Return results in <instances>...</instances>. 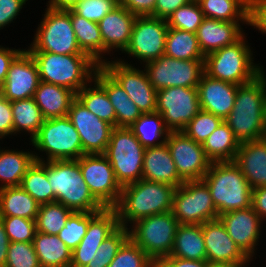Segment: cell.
<instances>
[{
  "instance_id": "obj_1",
  "label": "cell",
  "mask_w": 266,
  "mask_h": 267,
  "mask_svg": "<svg viewBox=\"0 0 266 267\" xmlns=\"http://www.w3.org/2000/svg\"><path fill=\"white\" fill-rule=\"evenodd\" d=\"M266 75L239 85L234 107L224 122L240 143L266 137Z\"/></svg>"
},
{
  "instance_id": "obj_2",
  "label": "cell",
  "mask_w": 266,
  "mask_h": 267,
  "mask_svg": "<svg viewBox=\"0 0 266 267\" xmlns=\"http://www.w3.org/2000/svg\"><path fill=\"white\" fill-rule=\"evenodd\" d=\"M174 191L175 187L169 184L145 179L123 186L114 207L119 225L127 228L128 222L172 211Z\"/></svg>"
},
{
  "instance_id": "obj_3",
  "label": "cell",
  "mask_w": 266,
  "mask_h": 267,
  "mask_svg": "<svg viewBox=\"0 0 266 267\" xmlns=\"http://www.w3.org/2000/svg\"><path fill=\"white\" fill-rule=\"evenodd\" d=\"M28 52L37 64L40 81L68 88L75 93L93 81V74L100 67L87 54Z\"/></svg>"
},
{
  "instance_id": "obj_4",
  "label": "cell",
  "mask_w": 266,
  "mask_h": 267,
  "mask_svg": "<svg viewBox=\"0 0 266 267\" xmlns=\"http://www.w3.org/2000/svg\"><path fill=\"white\" fill-rule=\"evenodd\" d=\"M47 178L60 202L74 212H100L104 207L90 193L78 159L47 161Z\"/></svg>"
},
{
  "instance_id": "obj_5",
  "label": "cell",
  "mask_w": 266,
  "mask_h": 267,
  "mask_svg": "<svg viewBox=\"0 0 266 267\" xmlns=\"http://www.w3.org/2000/svg\"><path fill=\"white\" fill-rule=\"evenodd\" d=\"M209 187L218 216L252 206V188L232 162H212L202 179Z\"/></svg>"
},
{
  "instance_id": "obj_6",
  "label": "cell",
  "mask_w": 266,
  "mask_h": 267,
  "mask_svg": "<svg viewBox=\"0 0 266 267\" xmlns=\"http://www.w3.org/2000/svg\"><path fill=\"white\" fill-rule=\"evenodd\" d=\"M244 37L232 45L207 54L204 72L212 78L236 85L249 83L260 75L263 68L254 65L253 54Z\"/></svg>"
},
{
  "instance_id": "obj_7",
  "label": "cell",
  "mask_w": 266,
  "mask_h": 267,
  "mask_svg": "<svg viewBox=\"0 0 266 267\" xmlns=\"http://www.w3.org/2000/svg\"><path fill=\"white\" fill-rule=\"evenodd\" d=\"M144 146L129 128L114 127L104 156L109 160L116 180L123 187L142 179Z\"/></svg>"
},
{
  "instance_id": "obj_8",
  "label": "cell",
  "mask_w": 266,
  "mask_h": 267,
  "mask_svg": "<svg viewBox=\"0 0 266 267\" xmlns=\"http://www.w3.org/2000/svg\"><path fill=\"white\" fill-rule=\"evenodd\" d=\"M133 225L129 238L156 264L170 255L180 225L172 211L139 219Z\"/></svg>"
},
{
  "instance_id": "obj_9",
  "label": "cell",
  "mask_w": 266,
  "mask_h": 267,
  "mask_svg": "<svg viewBox=\"0 0 266 267\" xmlns=\"http://www.w3.org/2000/svg\"><path fill=\"white\" fill-rule=\"evenodd\" d=\"M31 142L48 154L46 161L76 160L84 155L80 136L68 116L44 119Z\"/></svg>"
},
{
  "instance_id": "obj_10",
  "label": "cell",
  "mask_w": 266,
  "mask_h": 267,
  "mask_svg": "<svg viewBox=\"0 0 266 267\" xmlns=\"http://www.w3.org/2000/svg\"><path fill=\"white\" fill-rule=\"evenodd\" d=\"M27 51H44L62 55L85 54L78 46L71 23V9L47 8Z\"/></svg>"
},
{
  "instance_id": "obj_11",
  "label": "cell",
  "mask_w": 266,
  "mask_h": 267,
  "mask_svg": "<svg viewBox=\"0 0 266 267\" xmlns=\"http://www.w3.org/2000/svg\"><path fill=\"white\" fill-rule=\"evenodd\" d=\"M172 213L179 224H204L218 219L209 187L203 180L185 181L175 188Z\"/></svg>"
},
{
  "instance_id": "obj_12",
  "label": "cell",
  "mask_w": 266,
  "mask_h": 267,
  "mask_svg": "<svg viewBox=\"0 0 266 267\" xmlns=\"http://www.w3.org/2000/svg\"><path fill=\"white\" fill-rule=\"evenodd\" d=\"M205 59L181 60L163 55L145 64L149 82L156 90L169 87L197 88Z\"/></svg>"
},
{
  "instance_id": "obj_13",
  "label": "cell",
  "mask_w": 266,
  "mask_h": 267,
  "mask_svg": "<svg viewBox=\"0 0 266 267\" xmlns=\"http://www.w3.org/2000/svg\"><path fill=\"white\" fill-rule=\"evenodd\" d=\"M81 174L90 193L104 207L114 208L122 186L116 180L109 160L103 154H84L78 159Z\"/></svg>"
},
{
  "instance_id": "obj_14",
  "label": "cell",
  "mask_w": 266,
  "mask_h": 267,
  "mask_svg": "<svg viewBox=\"0 0 266 267\" xmlns=\"http://www.w3.org/2000/svg\"><path fill=\"white\" fill-rule=\"evenodd\" d=\"M201 110L198 88L169 87L157 90L156 112L170 132L182 131Z\"/></svg>"
},
{
  "instance_id": "obj_15",
  "label": "cell",
  "mask_w": 266,
  "mask_h": 267,
  "mask_svg": "<svg viewBox=\"0 0 266 267\" xmlns=\"http://www.w3.org/2000/svg\"><path fill=\"white\" fill-rule=\"evenodd\" d=\"M168 24L166 19L152 16H137L124 52L146 62L164 55Z\"/></svg>"
},
{
  "instance_id": "obj_16",
  "label": "cell",
  "mask_w": 266,
  "mask_h": 267,
  "mask_svg": "<svg viewBox=\"0 0 266 267\" xmlns=\"http://www.w3.org/2000/svg\"><path fill=\"white\" fill-rule=\"evenodd\" d=\"M125 90L142 113L156 112L157 90L149 82L146 72L124 61H105L101 65Z\"/></svg>"
},
{
  "instance_id": "obj_17",
  "label": "cell",
  "mask_w": 266,
  "mask_h": 267,
  "mask_svg": "<svg viewBox=\"0 0 266 267\" xmlns=\"http://www.w3.org/2000/svg\"><path fill=\"white\" fill-rule=\"evenodd\" d=\"M166 144L184 182L204 178L212 162L206 157L202 144L187 137L182 131L170 132Z\"/></svg>"
},
{
  "instance_id": "obj_18",
  "label": "cell",
  "mask_w": 266,
  "mask_h": 267,
  "mask_svg": "<svg viewBox=\"0 0 266 267\" xmlns=\"http://www.w3.org/2000/svg\"><path fill=\"white\" fill-rule=\"evenodd\" d=\"M68 117L80 136L84 154H104L114 127L91 113L77 98Z\"/></svg>"
},
{
  "instance_id": "obj_19",
  "label": "cell",
  "mask_w": 266,
  "mask_h": 267,
  "mask_svg": "<svg viewBox=\"0 0 266 267\" xmlns=\"http://www.w3.org/2000/svg\"><path fill=\"white\" fill-rule=\"evenodd\" d=\"M119 226L117 212L114 208L89 212L87 232L71 253L70 267H85L94 257L101 243Z\"/></svg>"
},
{
  "instance_id": "obj_20",
  "label": "cell",
  "mask_w": 266,
  "mask_h": 267,
  "mask_svg": "<svg viewBox=\"0 0 266 267\" xmlns=\"http://www.w3.org/2000/svg\"><path fill=\"white\" fill-rule=\"evenodd\" d=\"M40 76L37 64L27 50H23L10 64L0 94L10 102L34 97Z\"/></svg>"
},
{
  "instance_id": "obj_21",
  "label": "cell",
  "mask_w": 266,
  "mask_h": 267,
  "mask_svg": "<svg viewBox=\"0 0 266 267\" xmlns=\"http://www.w3.org/2000/svg\"><path fill=\"white\" fill-rule=\"evenodd\" d=\"M218 219L236 245L251 259L259 240L260 224L263 221L253 207L223 213Z\"/></svg>"
},
{
  "instance_id": "obj_22",
  "label": "cell",
  "mask_w": 266,
  "mask_h": 267,
  "mask_svg": "<svg viewBox=\"0 0 266 267\" xmlns=\"http://www.w3.org/2000/svg\"><path fill=\"white\" fill-rule=\"evenodd\" d=\"M207 261L210 265L250 262L219 219L202 224Z\"/></svg>"
},
{
  "instance_id": "obj_23",
  "label": "cell",
  "mask_w": 266,
  "mask_h": 267,
  "mask_svg": "<svg viewBox=\"0 0 266 267\" xmlns=\"http://www.w3.org/2000/svg\"><path fill=\"white\" fill-rule=\"evenodd\" d=\"M238 86L204 72L197 87L201 110L225 120L234 107Z\"/></svg>"
},
{
  "instance_id": "obj_24",
  "label": "cell",
  "mask_w": 266,
  "mask_h": 267,
  "mask_svg": "<svg viewBox=\"0 0 266 267\" xmlns=\"http://www.w3.org/2000/svg\"><path fill=\"white\" fill-rule=\"evenodd\" d=\"M136 17L119 4L98 22L103 40V53H110L109 51L115 48L125 51Z\"/></svg>"
},
{
  "instance_id": "obj_25",
  "label": "cell",
  "mask_w": 266,
  "mask_h": 267,
  "mask_svg": "<svg viewBox=\"0 0 266 267\" xmlns=\"http://www.w3.org/2000/svg\"><path fill=\"white\" fill-rule=\"evenodd\" d=\"M234 163L240 168L252 189L266 187V137L242 142Z\"/></svg>"
},
{
  "instance_id": "obj_26",
  "label": "cell",
  "mask_w": 266,
  "mask_h": 267,
  "mask_svg": "<svg viewBox=\"0 0 266 267\" xmlns=\"http://www.w3.org/2000/svg\"><path fill=\"white\" fill-rule=\"evenodd\" d=\"M239 24V22L204 18L196 31L199 48L203 55L206 56L239 41L244 34Z\"/></svg>"
},
{
  "instance_id": "obj_27",
  "label": "cell",
  "mask_w": 266,
  "mask_h": 267,
  "mask_svg": "<svg viewBox=\"0 0 266 267\" xmlns=\"http://www.w3.org/2000/svg\"><path fill=\"white\" fill-rule=\"evenodd\" d=\"M142 179L166 183L175 188L184 183L178 174L166 142L160 146L145 149Z\"/></svg>"
},
{
  "instance_id": "obj_28",
  "label": "cell",
  "mask_w": 266,
  "mask_h": 267,
  "mask_svg": "<svg viewBox=\"0 0 266 267\" xmlns=\"http://www.w3.org/2000/svg\"><path fill=\"white\" fill-rule=\"evenodd\" d=\"M96 80L106 91L116 113V127L129 128L142 114L135 103L129 99L125 90L100 66L95 74Z\"/></svg>"
},
{
  "instance_id": "obj_29",
  "label": "cell",
  "mask_w": 266,
  "mask_h": 267,
  "mask_svg": "<svg viewBox=\"0 0 266 267\" xmlns=\"http://www.w3.org/2000/svg\"><path fill=\"white\" fill-rule=\"evenodd\" d=\"M33 98L43 118L51 119L68 116L76 93L68 88L40 81Z\"/></svg>"
},
{
  "instance_id": "obj_30",
  "label": "cell",
  "mask_w": 266,
  "mask_h": 267,
  "mask_svg": "<svg viewBox=\"0 0 266 267\" xmlns=\"http://www.w3.org/2000/svg\"><path fill=\"white\" fill-rule=\"evenodd\" d=\"M169 256L207 261L202 224H180Z\"/></svg>"
},
{
  "instance_id": "obj_31",
  "label": "cell",
  "mask_w": 266,
  "mask_h": 267,
  "mask_svg": "<svg viewBox=\"0 0 266 267\" xmlns=\"http://www.w3.org/2000/svg\"><path fill=\"white\" fill-rule=\"evenodd\" d=\"M33 245L41 267H70L72 251L59 239L37 231Z\"/></svg>"
},
{
  "instance_id": "obj_32",
  "label": "cell",
  "mask_w": 266,
  "mask_h": 267,
  "mask_svg": "<svg viewBox=\"0 0 266 267\" xmlns=\"http://www.w3.org/2000/svg\"><path fill=\"white\" fill-rule=\"evenodd\" d=\"M71 23L81 51L101 66L105 60L101 59L103 54V40L98 23L87 20L72 10Z\"/></svg>"
},
{
  "instance_id": "obj_33",
  "label": "cell",
  "mask_w": 266,
  "mask_h": 267,
  "mask_svg": "<svg viewBox=\"0 0 266 267\" xmlns=\"http://www.w3.org/2000/svg\"><path fill=\"white\" fill-rule=\"evenodd\" d=\"M40 204L20 186L0 189V216L35 220Z\"/></svg>"
},
{
  "instance_id": "obj_34",
  "label": "cell",
  "mask_w": 266,
  "mask_h": 267,
  "mask_svg": "<svg viewBox=\"0 0 266 267\" xmlns=\"http://www.w3.org/2000/svg\"><path fill=\"white\" fill-rule=\"evenodd\" d=\"M240 144L230 127L223 121L205 140L202 147L211 162H232Z\"/></svg>"
},
{
  "instance_id": "obj_35",
  "label": "cell",
  "mask_w": 266,
  "mask_h": 267,
  "mask_svg": "<svg viewBox=\"0 0 266 267\" xmlns=\"http://www.w3.org/2000/svg\"><path fill=\"white\" fill-rule=\"evenodd\" d=\"M34 154L15 150L0 149V189L18 187L27 169L34 163Z\"/></svg>"
},
{
  "instance_id": "obj_36",
  "label": "cell",
  "mask_w": 266,
  "mask_h": 267,
  "mask_svg": "<svg viewBox=\"0 0 266 267\" xmlns=\"http://www.w3.org/2000/svg\"><path fill=\"white\" fill-rule=\"evenodd\" d=\"M34 163L27 169L21 180L20 187L30 194L40 205L55 201L47 178V161L34 155ZM44 160V161H43Z\"/></svg>"
},
{
  "instance_id": "obj_37",
  "label": "cell",
  "mask_w": 266,
  "mask_h": 267,
  "mask_svg": "<svg viewBox=\"0 0 266 267\" xmlns=\"http://www.w3.org/2000/svg\"><path fill=\"white\" fill-rule=\"evenodd\" d=\"M205 18L249 24V0H198Z\"/></svg>"
},
{
  "instance_id": "obj_38",
  "label": "cell",
  "mask_w": 266,
  "mask_h": 267,
  "mask_svg": "<svg viewBox=\"0 0 266 267\" xmlns=\"http://www.w3.org/2000/svg\"><path fill=\"white\" fill-rule=\"evenodd\" d=\"M129 129L145 149L164 144L170 133V130L163 121L162 115L158 112L142 113ZM160 138L163 140L156 143L155 140Z\"/></svg>"
},
{
  "instance_id": "obj_39",
  "label": "cell",
  "mask_w": 266,
  "mask_h": 267,
  "mask_svg": "<svg viewBox=\"0 0 266 267\" xmlns=\"http://www.w3.org/2000/svg\"><path fill=\"white\" fill-rule=\"evenodd\" d=\"M164 55L174 59H205L196 33L168 27Z\"/></svg>"
},
{
  "instance_id": "obj_40",
  "label": "cell",
  "mask_w": 266,
  "mask_h": 267,
  "mask_svg": "<svg viewBox=\"0 0 266 267\" xmlns=\"http://www.w3.org/2000/svg\"><path fill=\"white\" fill-rule=\"evenodd\" d=\"M13 133L25 130L32 140L43 125L44 118L33 97L11 102Z\"/></svg>"
},
{
  "instance_id": "obj_41",
  "label": "cell",
  "mask_w": 266,
  "mask_h": 267,
  "mask_svg": "<svg viewBox=\"0 0 266 267\" xmlns=\"http://www.w3.org/2000/svg\"><path fill=\"white\" fill-rule=\"evenodd\" d=\"M93 82H95L93 86L95 88L84 86L76 93V98L91 113L116 127V113L106 91L96 80L93 79Z\"/></svg>"
},
{
  "instance_id": "obj_42",
  "label": "cell",
  "mask_w": 266,
  "mask_h": 267,
  "mask_svg": "<svg viewBox=\"0 0 266 267\" xmlns=\"http://www.w3.org/2000/svg\"><path fill=\"white\" fill-rule=\"evenodd\" d=\"M73 212L57 201L40 205L35 219L36 231L49 235H58Z\"/></svg>"
},
{
  "instance_id": "obj_43",
  "label": "cell",
  "mask_w": 266,
  "mask_h": 267,
  "mask_svg": "<svg viewBox=\"0 0 266 267\" xmlns=\"http://www.w3.org/2000/svg\"><path fill=\"white\" fill-rule=\"evenodd\" d=\"M129 239V228L119 226L99 246L94 257L85 267H108L121 246Z\"/></svg>"
},
{
  "instance_id": "obj_44",
  "label": "cell",
  "mask_w": 266,
  "mask_h": 267,
  "mask_svg": "<svg viewBox=\"0 0 266 267\" xmlns=\"http://www.w3.org/2000/svg\"><path fill=\"white\" fill-rule=\"evenodd\" d=\"M204 18L199 2L192 0L189 4L176 9L167 18V24L170 28L196 33Z\"/></svg>"
},
{
  "instance_id": "obj_45",
  "label": "cell",
  "mask_w": 266,
  "mask_h": 267,
  "mask_svg": "<svg viewBox=\"0 0 266 267\" xmlns=\"http://www.w3.org/2000/svg\"><path fill=\"white\" fill-rule=\"evenodd\" d=\"M223 121L219 116L200 110L182 132L195 142L203 144Z\"/></svg>"
},
{
  "instance_id": "obj_46",
  "label": "cell",
  "mask_w": 266,
  "mask_h": 267,
  "mask_svg": "<svg viewBox=\"0 0 266 267\" xmlns=\"http://www.w3.org/2000/svg\"><path fill=\"white\" fill-rule=\"evenodd\" d=\"M156 263L130 238L121 246L108 267H153Z\"/></svg>"
},
{
  "instance_id": "obj_47",
  "label": "cell",
  "mask_w": 266,
  "mask_h": 267,
  "mask_svg": "<svg viewBox=\"0 0 266 267\" xmlns=\"http://www.w3.org/2000/svg\"><path fill=\"white\" fill-rule=\"evenodd\" d=\"M88 224L89 212H73L59 231L58 237L73 251L86 234Z\"/></svg>"
},
{
  "instance_id": "obj_48",
  "label": "cell",
  "mask_w": 266,
  "mask_h": 267,
  "mask_svg": "<svg viewBox=\"0 0 266 267\" xmlns=\"http://www.w3.org/2000/svg\"><path fill=\"white\" fill-rule=\"evenodd\" d=\"M5 267H41L33 242H10Z\"/></svg>"
},
{
  "instance_id": "obj_49",
  "label": "cell",
  "mask_w": 266,
  "mask_h": 267,
  "mask_svg": "<svg viewBox=\"0 0 266 267\" xmlns=\"http://www.w3.org/2000/svg\"><path fill=\"white\" fill-rule=\"evenodd\" d=\"M10 242H33L36 234L35 220L16 216H0Z\"/></svg>"
},
{
  "instance_id": "obj_50",
  "label": "cell",
  "mask_w": 266,
  "mask_h": 267,
  "mask_svg": "<svg viewBox=\"0 0 266 267\" xmlns=\"http://www.w3.org/2000/svg\"><path fill=\"white\" fill-rule=\"evenodd\" d=\"M118 5L116 0H79L71 10L87 20L98 23Z\"/></svg>"
},
{
  "instance_id": "obj_51",
  "label": "cell",
  "mask_w": 266,
  "mask_h": 267,
  "mask_svg": "<svg viewBox=\"0 0 266 267\" xmlns=\"http://www.w3.org/2000/svg\"><path fill=\"white\" fill-rule=\"evenodd\" d=\"M249 25L266 34V0H249Z\"/></svg>"
},
{
  "instance_id": "obj_52",
  "label": "cell",
  "mask_w": 266,
  "mask_h": 267,
  "mask_svg": "<svg viewBox=\"0 0 266 267\" xmlns=\"http://www.w3.org/2000/svg\"><path fill=\"white\" fill-rule=\"evenodd\" d=\"M28 0H0V29L13 22Z\"/></svg>"
},
{
  "instance_id": "obj_53",
  "label": "cell",
  "mask_w": 266,
  "mask_h": 267,
  "mask_svg": "<svg viewBox=\"0 0 266 267\" xmlns=\"http://www.w3.org/2000/svg\"><path fill=\"white\" fill-rule=\"evenodd\" d=\"M10 134H13L11 102L0 94V140Z\"/></svg>"
},
{
  "instance_id": "obj_54",
  "label": "cell",
  "mask_w": 266,
  "mask_h": 267,
  "mask_svg": "<svg viewBox=\"0 0 266 267\" xmlns=\"http://www.w3.org/2000/svg\"><path fill=\"white\" fill-rule=\"evenodd\" d=\"M156 0H120L119 4L136 16L154 17Z\"/></svg>"
},
{
  "instance_id": "obj_55",
  "label": "cell",
  "mask_w": 266,
  "mask_h": 267,
  "mask_svg": "<svg viewBox=\"0 0 266 267\" xmlns=\"http://www.w3.org/2000/svg\"><path fill=\"white\" fill-rule=\"evenodd\" d=\"M192 0H156L154 17L166 19L179 7L187 5Z\"/></svg>"
},
{
  "instance_id": "obj_56",
  "label": "cell",
  "mask_w": 266,
  "mask_h": 267,
  "mask_svg": "<svg viewBox=\"0 0 266 267\" xmlns=\"http://www.w3.org/2000/svg\"><path fill=\"white\" fill-rule=\"evenodd\" d=\"M23 50L9 49L0 46V88L6 80L10 64Z\"/></svg>"
},
{
  "instance_id": "obj_57",
  "label": "cell",
  "mask_w": 266,
  "mask_h": 267,
  "mask_svg": "<svg viewBox=\"0 0 266 267\" xmlns=\"http://www.w3.org/2000/svg\"><path fill=\"white\" fill-rule=\"evenodd\" d=\"M157 265L159 267H210L208 261L186 260L178 257L167 256L161 259Z\"/></svg>"
},
{
  "instance_id": "obj_58",
  "label": "cell",
  "mask_w": 266,
  "mask_h": 267,
  "mask_svg": "<svg viewBox=\"0 0 266 267\" xmlns=\"http://www.w3.org/2000/svg\"><path fill=\"white\" fill-rule=\"evenodd\" d=\"M252 207L261 219L266 218V187L252 189Z\"/></svg>"
},
{
  "instance_id": "obj_59",
  "label": "cell",
  "mask_w": 266,
  "mask_h": 267,
  "mask_svg": "<svg viewBox=\"0 0 266 267\" xmlns=\"http://www.w3.org/2000/svg\"><path fill=\"white\" fill-rule=\"evenodd\" d=\"M10 240L6 234L4 223L0 218V267H5Z\"/></svg>"
},
{
  "instance_id": "obj_60",
  "label": "cell",
  "mask_w": 266,
  "mask_h": 267,
  "mask_svg": "<svg viewBox=\"0 0 266 267\" xmlns=\"http://www.w3.org/2000/svg\"><path fill=\"white\" fill-rule=\"evenodd\" d=\"M78 1L79 0H49L47 7L55 10H69L72 9Z\"/></svg>"
},
{
  "instance_id": "obj_61",
  "label": "cell",
  "mask_w": 266,
  "mask_h": 267,
  "mask_svg": "<svg viewBox=\"0 0 266 267\" xmlns=\"http://www.w3.org/2000/svg\"><path fill=\"white\" fill-rule=\"evenodd\" d=\"M247 262H237L232 264H216L211 265L210 267H245Z\"/></svg>"
}]
</instances>
